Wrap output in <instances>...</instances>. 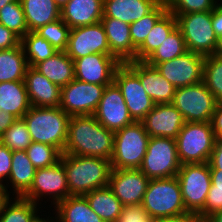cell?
Listing matches in <instances>:
<instances>
[{"instance_id": "7dc6e473", "label": "cell", "mask_w": 222, "mask_h": 222, "mask_svg": "<svg viewBox=\"0 0 222 222\" xmlns=\"http://www.w3.org/2000/svg\"><path fill=\"white\" fill-rule=\"evenodd\" d=\"M210 123L216 139L222 140V103H217Z\"/></svg>"}, {"instance_id": "8992f818", "label": "cell", "mask_w": 222, "mask_h": 222, "mask_svg": "<svg viewBox=\"0 0 222 222\" xmlns=\"http://www.w3.org/2000/svg\"><path fill=\"white\" fill-rule=\"evenodd\" d=\"M150 136L142 122H133L115 132L114 151L110 160L113 169H139L147 151Z\"/></svg>"}, {"instance_id": "b9f144b4", "label": "cell", "mask_w": 222, "mask_h": 222, "mask_svg": "<svg viewBox=\"0 0 222 222\" xmlns=\"http://www.w3.org/2000/svg\"><path fill=\"white\" fill-rule=\"evenodd\" d=\"M168 11L179 14L212 11L218 0H163ZM218 1V2H217Z\"/></svg>"}, {"instance_id": "680465c9", "label": "cell", "mask_w": 222, "mask_h": 222, "mask_svg": "<svg viewBox=\"0 0 222 222\" xmlns=\"http://www.w3.org/2000/svg\"><path fill=\"white\" fill-rule=\"evenodd\" d=\"M15 1H18V0H0V9L2 7H4L5 5H7L9 3H12V2H15Z\"/></svg>"}, {"instance_id": "11a10c76", "label": "cell", "mask_w": 222, "mask_h": 222, "mask_svg": "<svg viewBox=\"0 0 222 222\" xmlns=\"http://www.w3.org/2000/svg\"><path fill=\"white\" fill-rule=\"evenodd\" d=\"M205 220L207 222H222V210L211 214Z\"/></svg>"}, {"instance_id": "74e56055", "label": "cell", "mask_w": 222, "mask_h": 222, "mask_svg": "<svg viewBox=\"0 0 222 222\" xmlns=\"http://www.w3.org/2000/svg\"><path fill=\"white\" fill-rule=\"evenodd\" d=\"M0 23L20 39L29 32L20 0L9 3L0 9Z\"/></svg>"}, {"instance_id": "8d00e7d4", "label": "cell", "mask_w": 222, "mask_h": 222, "mask_svg": "<svg viewBox=\"0 0 222 222\" xmlns=\"http://www.w3.org/2000/svg\"><path fill=\"white\" fill-rule=\"evenodd\" d=\"M203 81L218 103H222V57L205 56Z\"/></svg>"}, {"instance_id": "4fadbf2b", "label": "cell", "mask_w": 222, "mask_h": 222, "mask_svg": "<svg viewBox=\"0 0 222 222\" xmlns=\"http://www.w3.org/2000/svg\"><path fill=\"white\" fill-rule=\"evenodd\" d=\"M205 56L187 51L169 61L155 65L159 73L175 88L186 87L203 81Z\"/></svg>"}, {"instance_id": "83f0119b", "label": "cell", "mask_w": 222, "mask_h": 222, "mask_svg": "<svg viewBox=\"0 0 222 222\" xmlns=\"http://www.w3.org/2000/svg\"><path fill=\"white\" fill-rule=\"evenodd\" d=\"M31 108L24 81L0 83V110L21 119Z\"/></svg>"}, {"instance_id": "f907efd6", "label": "cell", "mask_w": 222, "mask_h": 222, "mask_svg": "<svg viewBox=\"0 0 222 222\" xmlns=\"http://www.w3.org/2000/svg\"><path fill=\"white\" fill-rule=\"evenodd\" d=\"M198 220L197 214L186 212L178 216L160 218L155 220V222H197Z\"/></svg>"}, {"instance_id": "1f68e13d", "label": "cell", "mask_w": 222, "mask_h": 222, "mask_svg": "<svg viewBox=\"0 0 222 222\" xmlns=\"http://www.w3.org/2000/svg\"><path fill=\"white\" fill-rule=\"evenodd\" d=\"M28 67L21 43L17 47L0 50V83L24 81Z\"/></svg>"}, {"instance_id": "bcb514c9", "label": "cell", "mask_w": 222, "mask_h": 222, "mask_svg": "<svg viewBox=\"0 0 222 222\" xmlns=\"http://www.w3.org/2000/svg\"><path fill=\"white\" fill-rule=\"evenodd\" d=\"M20 43L21 39L0 23V50L17 47Z\"/></svg>"}, {"instance_id": "816d5d0a", "label": "cell", "mask_w": 222, "mask_h": 222, "mask_svg": "<svg viewBox=\"0 0 222 222\" xmlns=\"http://www.w3.org/2000/svg\"><path fill=\"white\" fill-rule=\"evenodd\" d=\"M16 120L12 114L0 110V137Z\"/></svg>"}, {"instance_id": "30bf717a", "label": "cell", "mask_w": 222, "mask_h": 222, "mask_svg": "<svg viewBox=\"0 0 222 222\" xmlns=\"http://www.w3.org/2000/svg\"><path fill=\"white\" fill-rule=\"evenodd\" d=\"M217 101L204 81L176 88L172 104L186 122H210Z\"/></svg>"}, {"instance_id": "7c38bea8", "label": "cell", "mask_w": 222, "mask_h": 222, "mask_svg": "<svg viewBox=\"0 0 222 222\" xmlns=\"http://www.w3.org/2000/svg\"><path fill=\"white\" fill-rule=\"evenodd\" d=\"M48 196L49 200L52 197L51 203L54 206L70 196L66 171L61 160L50 167L36 169L32 186L23 198L40 204L39 200L43 201L42 197Z\"/></svg>"}, {"instance_id": "8fae6325", "label": "cell", "mask_w": 222, "mask_h": 222, "mask_svg": "<svg viewBox=\"0 0 222 222\" xmlns=\"http://www.w3.org/2000/svg\"><path fill=\"white\" fill-rule=\"evenodd\" d=\"M108 85L72 80L61 87L59 107L68 115H93Z\"/></svg>"}, {"instance_id": "91938a15", "label": "cell", "mask_w": 222, "mask_h": 222, "mask_svg": "<svg viewBox=\"0 0 222 222\" xmlns=\"http://www.w3.org/2000/svg\"><path fill=\"white\" fill-rule=\"evenodd\" d=\"M52 218V219H51ZM51 219V220H50ZM39 222H57L56 220H54L53 216H51L50 218L47 217V219L42 218Z\"/></svg>"}, {"instance_id": "9c48e42d", "label": "cell", "mask_w": 222, "mask_h": 222, "mask_svg": "<svg viewBox=\"0 0 222 222\" xmlns=\"http://www.w3.org/2000/svg\"><path fill=\"white\" fill-rule=\"evenodd\" d=\"M176 177L186 210L198 214L204 208L211 185L209 162L182 164Z\"/></svg>"}, {"instance_id": "d6a6232c", "label": "cell", "mask_w": 222, "mask_h": 222, "mask_svg": "<svg viewBox=\"0 0 222 222\" xmlns=\"http://www.w3.org/2000/svg\"><path fill=\"white\" fill-rule=\"evenodd\" d=\"M183 34L176 26L162 44L144 61L151 66L172 60L187 52Z\"/></svg>"}, {"instance_id": "60d3db41", "label": "cell", "mask_w": 222, "mask_h": 222, "mask_svg": "<svg viewBox=\"0 0 222 222\" xmlns=\"http://www.w3.org/2000/svg\"><path fill=\"white\" fill-rule=\"evenodd\" d=\"M35 32L46 39L58 51L66 50L70 27L61 18L40 27Z\"/></svg>"}, {"instance_id": "5bb4252c", "label": "cell", "mask_w": 222, "mask_h": 222, "mask_svg": "<svg viewBox=\"0 0 222 222\" xmlns=\"http://www.w3.org/2000/svg\"><path fill=\"white\" fill-rule=\"evenodd\" d=\"M113 82L121 90L133 121L141 122L155 103L142 87L140 79L125 64H121L114 73Z\"/></svg>"}, {"instance_id": "cb8c5ba5", "label": "cell", "mask_w": 222, "mask_h": 222, "mask_svg": "<svg viewBox=\"0 0 222 222\" xmlns=\"http://www.w3.org/2000/svg\"><path fill=\"white\" fill-rule=\"evenodd\" d=\"M162 0H103V17H111L127 24L150 13Z\"/></svg>"}, {"instance_id": "836d02e7", "label": "cell", "mask_w": 222, "mask_h": 222, "mask_svg": "<svg viewBox=\"0 0 222 222\" xmlns=\"http://www.w3.org/2000/svg\"><path fill=\"white\" fill-rule=\"evenodd\" d=\"M38 205L23 197L12 198L6 204L0 222H39L42 217L37 215L40 211Z\"/></svg>"}, {"instance_id": "2e32d148", "label": "cell", "mask_w": 222, "mask_h": 222, "mask_svg": "<svg viewBox=\"0 0 222 222\" xmlns=\"http://www.w3.org/2000/svg\"><path fill=\"white\" fill-rule=\"evenodd\" d=\"M93 116L106 129L114 132L134 122L121 90L114 82L106 86Z\"/></svg>"}, {"instance_id": "db71d44e", "label": "cell", "mask_w": 222, "mask_h": 222, "mask_svg": "<svg viewBox=\"0 0 222 222\" xmlns=\"http://www.w3.org/2000/svg\"><path fill=\"white\" fill-rule=\"evenodd\" d=\"M10 195L11 194H9L6 186L0 185V216L3 213L6 204L12 199V197L10 198Z\"/></svg>"}, {"instance_id": "6f0895ef", "label": "cell", "mask_w": 222, "mask_h": 222, "mask_svg": "<svg viewBox=\"0 0 222 222\" xmlns=\"http://www.w3.org/2000/svg\"><path fill=\"white\" fill-rule=\"evenodd\" d=\"M70 0H55L56 5L60 8V10L69 2Z\"/></svg>"}, {"instance_id": "f35d334b", "label": "cell", "mask_w": 222, "mask_h": 222, "mask_svg": "<svg viewBox=\"0 0 222 222\" xmlns=\"http://www.w3.org/2000/svg\"><path fill=\"white\" fill-rule=\"evenodd\" d=\"M0 143L11 151L26 150L32 139L24 120L17 119L0 137Z\"/></svg>"}, {"instance_id": "ffe728a7", "label": "cell", "mask_w": 222, "mask_h": 222, "mask_svg": "<svg viewBox=\"0 0 222 222\" xmlns=\"http://www.w3.org/2000/svg\"><path fill=\"white\" fill-rule=\"evenodd\" d=\"M139 79L142 87L155 104H170L176 88L156 69L144 61L124 63Z\"/></svg>"}, {"instance_id": "f6af8a7d", "label": "cell", "mask_w": 222, "mask_h": 222, "mask_svg": "<svg viewBox=\"0 0 222 222\" xmlns=\"http://www.w3.org/2000/svg\"><path fill=\"white\" fill-rule=\"evenodd\" d=\"M11 164L12 151L0 143V185L2 186H5L3 182L6 181L10 175Z\"/></svg>"}, {"instance_id": "3957f363", "label": "cell", "mask_w": 222, "mask_h": 222, "mask_svg": "<svg viewBox=\"0 0 222 222\" xmlns=\"http://www.w3.org/2000/svg\"><path fill=\"white\" fill-rule=\"evenodd\" d=\"M70 115L58 107H35L22 117L32 142L45 143L58 148L62 153L67 143Z\"/></svg>"}, {"instance_id": "9f6ffc18", "label": "cell", "mask_w": 222, "mask_h": 222, "mask_svg": "<svg viewBox=\"0 0 222 222\" xmlns=\"http://www.w3.org/2000/svg\"><path fill=\"white\" fill-rule=\"evenodd\" d=\"M214 55L222 57V36L218 37Z\"/></svg>"}, {"instance_id": "44dd1931", "label": "cell", "mask_w": 222, "mask_h": 222, "mask_svg": "<svg viewBox=\"0 0 222 222\" xmlns=\"http://www.w3.org/2000/svg\"><path fill=\"white\" fill-rule=\"evenodd\" d=\"M104 26L111 54L121 63L135 61L137 49L130 36V25L111 17H103Z\"/></svg>"}, {"instance_id": "f546056e", "label": "cell", "mask_w": 222, "mask_h": 222, "mask_svg": "<svg viewBox=\"0 0 222 222\" xmlns=\"http://www.w3.org/2000/svg\"><path fill=\"white\" fill-rule=\"evenodd\" d=\"M84 196L91 209L104 222H118L123 205L108 186L95 189Z\"/></svg>"}, {"instance_id": "4dcf8cb0", "label": "cell", "mask_w": 222, "mask_h": 222, "mask_svg": "<svg viewBox=\"0 0 222 222\" xmlns=\"http://www.w3.org/2000/svg\"><path fill=\"white\" fill-rule=\"evenodd\" d=\"M177 26L176 17L167 11L153 26L145 41L137 48L135 61H145Z\"/></svg>"}, {"instance_id": "e575fe53", "label": "cell", "mask_w": 222, "mask_h": 222, "mask_svg": "<svg viewBox=\"0 0 222 222\" xmlns=\"http://www.w3.org/2000/svg\"><path fill=\"white\" fill-rule=\"evenodd\" d=\"M21 45L29 67L52 57L58 52L46 39L36 32H28L21 38Z\"/></svg>"}, {"instance_id": "52a82bcc", "label": "cell", "mask_w": 222, "mask_h": 222, "mask_svg": "<svg viewBox=\"0 0 222 222\" xmlns=\"http://www.w3.org/2000/svg\"><path fill=\"white\" fill-rule=\"evenodd\" d=\"M175 17L188 51L204 56L214 54L218 38L212 28V11L179 14Z\"/></svg>"}, {"instance_id": "d590c367", "label": "cell", "mask_w": 222, "mask_h": 222, "mask_svg": "<svg viewBox=\"0 0 222 222\" xmlns=\"http://www.w3.org/2000/svg\"><path fill=\"white\" fill-rule=\"evenodd\" d=\"M168 11L162 0L150 13L130 24V36L137 49L144 41L155 23Z\"/></svg>"}, {"instance_id": "ba28073f", "label": "cell", "mask_w": 222, "mask_h": 222, "mask_svg": "<svg viewBox=\"0 0 222 222\" xmlns=\"http://www.w3.org/2000/svg\"><path fill=\"white\" fill-rule=\"evenodd\" d=\"M181 166L176 141L167 137H150L139 169L151 180L176 176Z\"/></svg>"}, {"instance_id": "681fc988", "label": "cell", "mask_w": 222, "mask_h": 222, "mask_svg": "<svg viewBox=\"0 0 222 222\" xmlns=\"http://www.w3.org/2000/svg\"><path fill=\"white\" fill-rule=\"evenodd\" d=\"M212 28L217 38L222 36V6L219 3L212 10Z\"/></svg>"}, {"instance_id": "7402d4cb", "label": "cell", "mask_w": 222, "mask_h": 222, "mask_svg": "<svg viewBox=\"0 0 222 222\" xmlns=\"http://www.w3.org/2000/svg\"><path fill=\"white\" fill-rule=\"evenodd\" d=\"M31 106L58 107L61 101V87L52 83L33 67H28L24 78Z\"/></svg>"}, {"instance_id": "e0dca14e", "label": "cell", "mask_w": 222, "mask_h": 222, "mask_svg": "<svg viewBox=\"0 0 222 222\" xmlns=\"http://www.w3.org/2000/svg\"><path fill=\"white\" fill-rule=\"evenodd\" d=\"M150 179L140 169L111 170L108 187L123 206L142 204Z\"/></svg>"}, {"instance_id": "f5cc1de1", "label": "cell", "mask_w": 222, "mask_h": 222, "mask_svg": "<svg viewBox=\"0 0 222 222\" xmlns=\"http://www.w3.org/2000/svg\"><path fill=\"white\" fill-rule=\"evenodd\" d=\"M211 185L210 189L222 191V170L210 169Z\"/></svg>"}, {"instance_id": "ab89813d", "label": "cell", "mask_w": 222, "mask_h": 222, "mask_svg": "<svg viewBox=\"0 0 222 222\" xmlns=\"http://www.w3.org/2000/svg\"><path fill=\"white\" fill-rule=\"evenodd\" d=\"M28 158L36 169L55 165L60 161L62 152L49 144L32 142L25 150Z\"/></svg>"}, {"instance_id": "277c9868", "label": "cell", "mask_w": 222, "mask_h": 222, "mask_svg": "<svg viewBox=\"0 0 222 222\" xmlns=\"http://www.w3.org/2000/svg\"><path fill=\"white\" fill-rule=\"evenodd\" d=\"M142 206L155 220L188 212L184 206L176 176L151 179L144 194Z\"/></svg>"}, {"instance_id": "d4e9b609", "label": "cell", "mask_w": 222, "mask_h": 222, "mask_svg": "<svg viewBox=\"0 0 222 222\" xmlns=\"http://www.w3.org/2000/svg\"><path fill=\"white\" fill-rule=\"evenodd\" d=\"M57 222H104L90 207L84 195H70L55 206Z\"/></svg>"}, {"instance_id": "484cf974", "label": "cell", "mask_w": 222, "mask_h": 222, "mask_svg": "<svg viewBox=\"0 0 222 222\" xmlns=\"http://www.w3.org/2000/svg\"><path fill=\"white\" fill-rule=\"evenodd\" d=\"M36 168L30 161L25 150L12 151V164L6 188L12 186L11 193L15 197H23L32 186ZM16 193V194H15Z\"/></svg>"}, {"instance_id": "9a60e30c", "label": "cell", "mask_w": 222, "mask_h": 222, "mask_svg": "<svg viewBox=\"0 0 222 222\" xmlns=\"http://www.w3.org/2000/svg\"><path fill=\"white\" fill-rule=\"evenodd\" d=\"M65 53L73 61L94 53L112 55L102 23L70 29Z\"/></svg>"}, {"instance_id": "94428289", "label": "cell", "mask_w": 222, "mask_h": 222, "mask_svg": "<svg viewBox=\"0 0 222 222\" xmlns=\"http://www.w3.org/2000/svg\"><path fill=\"white\" fill-rule=\"evenodd\" d=\"M197 222H207L205 219H199Z\"/></svg>"}, {"instance_id": "603a6c76", "label": "cell", "mask_w": 222, "mask_h": 222, "mask_svg": "<svg viewBox=\"0 0 222 222\" xmlns=\"http://www.w3.org/2000/svg\"><path fill=\"white\" fill-rule=\"evenodd\" d=\"M60 11L70 29L93 25L103 18V0H70Z\"/></svg>"}, {"instance_id": "5b68a950", "label": "cell", "mask_w": 222, "mask_h": 222, "mask_svg": "<svg viewBox=\"0 0 222 222\" xmlns=\"http://www.w3.org/2000/svg\"><path fill=\"white\" fill-rule=\"evenodd\" d=\"M175 141L182 165L209 162L217 139L210 122H186Z\"/></svg>"}, {"instance_id": "ee69618b", "label": "cell", "mask_w": 222, "mask_h": 222, "mask_svg": "<svg viewBox=\"0 0 222 222\" xmlns=\"http://www.w3.org/2000/svg\"><path fill=\"white\" fill-rule=\"evenodd\" d=\"M222 210V191L209 189L204 208L197 214L199 219H206L211 214Z\"/></svg>"}, {"instance_id": "d6986e66", "label": "cell", "mask_w": 222, "mask_h": 222, "mask_svg": "<svg viewBox=\"0 0 222 222\" xmlns=\"http://www.w3.org/2000/svg\"><path fill=\"white\" fill-rule=\"evenodd\" d=\"M150 137L176 139L186 123L183 115L172 104H155L141 121Z\"/></svg>"}, {"instance_id": "7a4b0ae2", "label": "cell", "mask_w": 222, "mask_h": 222, "mask_svg": "<svg viewBox=\"0 0 222 222\" xmlns=\"http://www.w3.org/2000/svg\"><path fill=\"white\" fill-rule=\"evenodd\" d=\"M60 160L66 171L70 195H85L108 186L112 170L110 160L64 153Z\"/></svg>"}, {"instance_id": "4316f807", "label": "cell", "mask_w": 222, "mask_h": 222, "mask_svg": "<svg viewBox=\"0 0 222 222\" xmlns=\"http://www.w3.org/2000/svg\"><path fill=\"white\" fill-rule=\"evenodd\" d=\"M33 68L60 87L66 86L75 79L74 61L65 51H58Z\"/></svg>"}, {"instance_id": "7bdbcfd3", "label": "cell", "mask_w": 222, "mask_h": 222, "mask_svg": "<svg viewBox=\"0 0 222 222\" xmlns=\"http://www.w3.org/2000/svg\"><path fill=\"white\" fill-rule=\"evenodd\" d=\"M118 222H155V219L142 204H136L123 206Z\"/></svg>"}, {"instance_id": "ac0fdd59", "label": "cell", "mask_w": 222, "mask_h": 222, "mask_svg": "<svg viewBox=\"0 0 222 222\" xmlns=\"http://www.w3.org/2000/svg\"><path fill=\"white\" fill-rule=\"evenodd\" d=\"M120 65L113 55L90 54L74 60L75 79L90 84L110 85Z\"/></svg>"}, {"instance_id": "6da1fadb", "label": "cell", "mask_w": 222, "mask_h": 222, "mask_svg": "<svg viewBox=\"0 0 222 222\" xmlns=\"http://www.w3.org/2000/svg\"><path fill=\"white\" fill-rule=\"evenodd\" d=\"M115 132L106 129L93 115L70 117L64 154L111 160Z\"/></svg>"}, {"instance_id": "c3c4849f", "label": "cell", "mask_w": 222, "mask_h": 222, "mask_svg": "<svg viewBox=\"0 0 222 222\" xmlns=\"http://www.w3.org/2000/svg\"><path fill=\"white\" fill-rule=\"evenodd\" d=\"M210 169L222 170V140H217L213 148L210 160Z\"/></svg>"}, {"instance_id": "f1b7e54d", "label": "cell", "mask_w": 222, "mask_h": 222, "mask_svg": "<svg viewBox=\"0 0 222 222\" xmlns=\"http://www.w3.org/2000/svg\"><path fill=\"white\" fill-rule=\"evenodd\" d=\"M29 32H35L46 24L61 18L55 0H20Z\"/></svg>"}]
</instances>
